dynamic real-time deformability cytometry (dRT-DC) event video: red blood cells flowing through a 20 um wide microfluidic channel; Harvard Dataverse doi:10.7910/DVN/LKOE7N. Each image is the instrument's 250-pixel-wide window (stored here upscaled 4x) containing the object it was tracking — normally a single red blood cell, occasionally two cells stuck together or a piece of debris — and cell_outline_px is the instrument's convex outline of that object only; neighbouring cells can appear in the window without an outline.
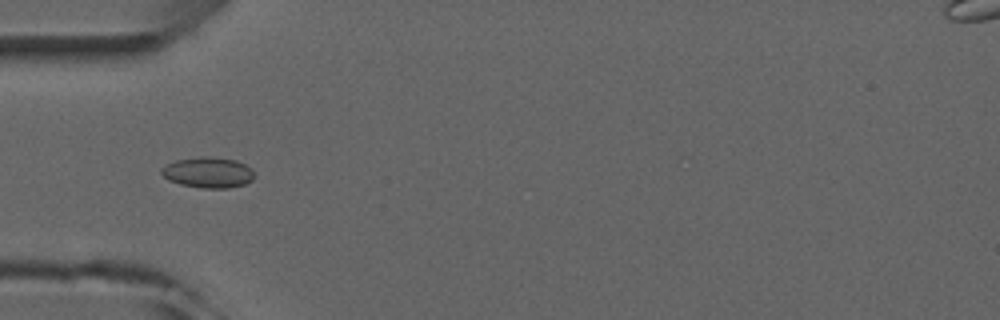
{"species": "common noctule bat (a hibernating species)", "species_latin": "Nyctalus noctula", "temperature_condition": "room temperature", "stored_images_in_passage": 4, "camera_frame_rate_fps": 3000, "um_per_image_px": 0.085, "animal": {"sex": "male", "forearm_length_mm": 52.5}, "frame": {"image": 1, "passage_image": 4, "time_ms": 4.333, "image_size_px": [1000, 320], "cell_outline_px": [[252, 180], [244, 184], [228, 188], [200, 188], [180, 184], [168, 180], [160, 172], [160, 168], [176, 160], [204, 156], [236, 160], [252, 168]], "centroid_in_image_um": [17.66, 14.66], "position_along_channel_um": 67.3, "area_um2": 16.47}}